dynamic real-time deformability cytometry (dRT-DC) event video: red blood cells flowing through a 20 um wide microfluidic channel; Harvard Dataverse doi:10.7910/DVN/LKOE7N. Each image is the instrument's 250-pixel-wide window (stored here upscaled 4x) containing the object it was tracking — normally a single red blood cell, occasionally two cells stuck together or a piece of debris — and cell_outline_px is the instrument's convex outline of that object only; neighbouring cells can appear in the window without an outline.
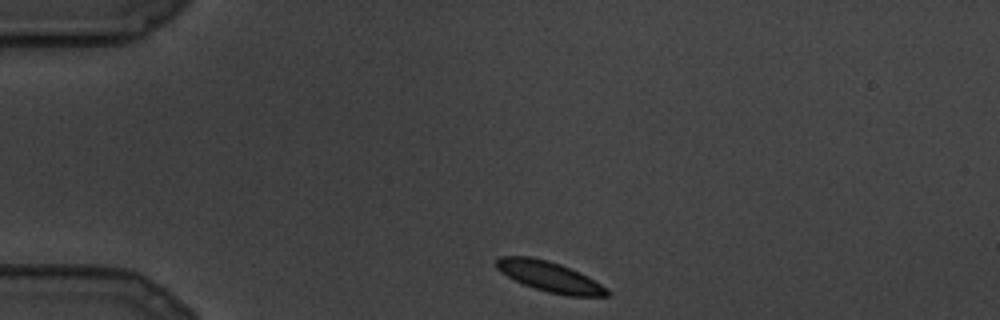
{"species": "common noctule bat (a hibernating species)", "species_latin": "Nyctalus noctula", "temperature_condition": "cold", "stored_images_in_passage": 6, "segment_of_instrument_passage": [1, 2], "camera_frame_rate_fps": 3000, "um_per_image_px": 0.085, "animal": {"sex": "male", "body_mass_g": 19.5, "forearm_length_mm": 54.6}, "frame": {"image": 1, "passage_image": 1, "time_ms": 0.0, "image_size_px": [1000, 320], "cell_outline_px": [[612, 292], [608, 296], [568, 296], [548, 292], [524, 284], [500, 272], [496, 268], [496, 260], [500, 256], [532, 256], [548, 260], [560, 264], [580, 272], [588, 276], [608, 288]], "centroid_in_image_um": [46.76, 23.51], "position_along_channel_um": 38.2, "area_um2": 19.59}}
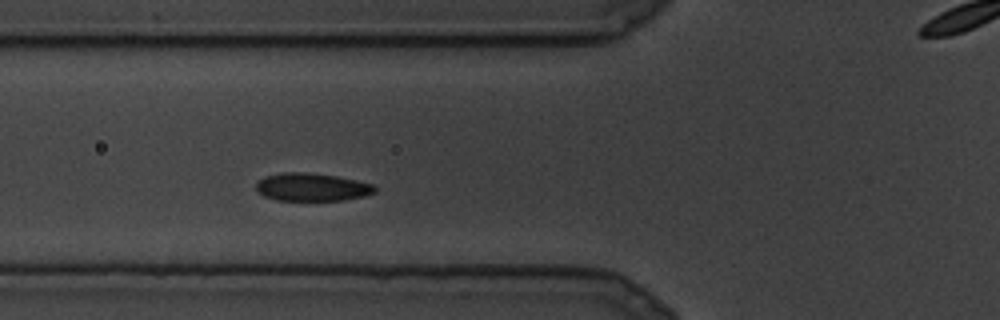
{"frame": {"image": 2, "passage_image": 5, "time_ms": 1.333, "image_size_px": [1000, 320], "cell_outline_px": [[376, 192], [364, 196], [344, 200], [276, 200], [264, 196], [256, 188], [256, 184], [264, 176], [284, 172], [300, 172], [336, 176], [356, 180], [372, 184], [376, 188]], "centroid_in_image_um": [26.52, 15.9], "position_along_channel_um": 99.3, "area_um2": 19.13}}